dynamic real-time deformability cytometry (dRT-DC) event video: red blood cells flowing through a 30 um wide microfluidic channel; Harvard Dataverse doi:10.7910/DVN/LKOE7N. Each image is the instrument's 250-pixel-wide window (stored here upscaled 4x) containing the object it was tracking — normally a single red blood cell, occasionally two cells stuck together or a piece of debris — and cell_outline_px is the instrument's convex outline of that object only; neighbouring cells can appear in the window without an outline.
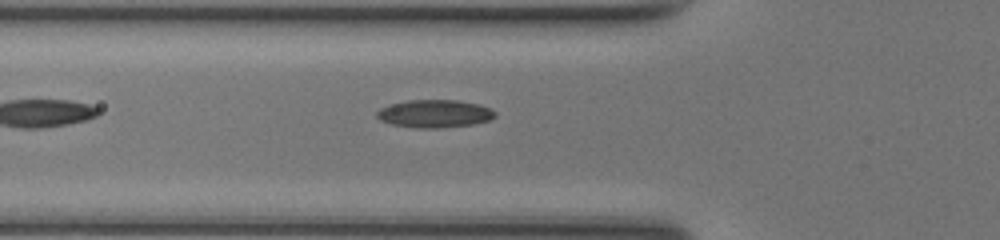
{"species": "common noctule bat (a hibernating species)", "species_latin": "Nyctalus noctula", "temperature_condition": "room temperature", "stored_images_in_passage": 20, "camera_frame_rate_fps": 3000, "um_per_image_px": 0.085, "animal": {"sex": "female", "body_mass_g": 17.0, "forearm_length_mm": 48.0}, "frame": {"image": 1, "passage_image": 2, "time_ms": 0.333, "image_size_px": [1000, 240], "cell_outline_px": [[496, 116], [488, 120], [472, 124], [440, 128], [416, 128], [392, 124], [380, 120], [376, 116], [376, 112], [380, 108], [392, 104], [408, 100], [456, 100], [480, 104], [496, 112]], "centroid_in_image_um": [36.93, 9.66], "position_along_channel_um": 88.9, "area_um2": 19.07}}
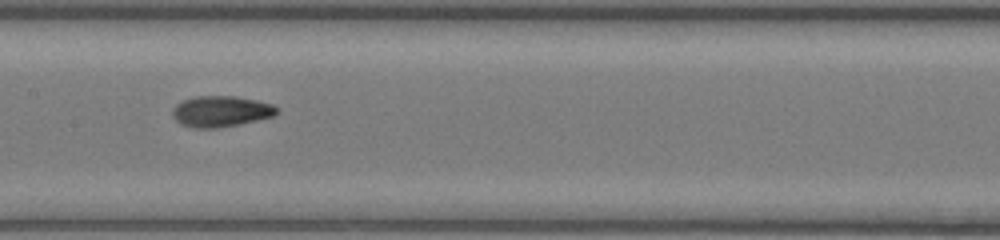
{"frame": {"image": 2, "passage_image": 9, "time_ms": 2.667, "image_size_px": [1000, 240], "cell_outline_px": [[280, 112], [272, 116], [240, 124], [216, 128], [196, 128], [180, 124], [172, 116], [172, 108], [176, 104], [184, 100], [196, 96], [236, 96], [256, 100], [272, 104]], "centroid_in_image_um": [18.75, 9.46], "position_along_channel_um": 188.6, "area_um2": 18.79}}
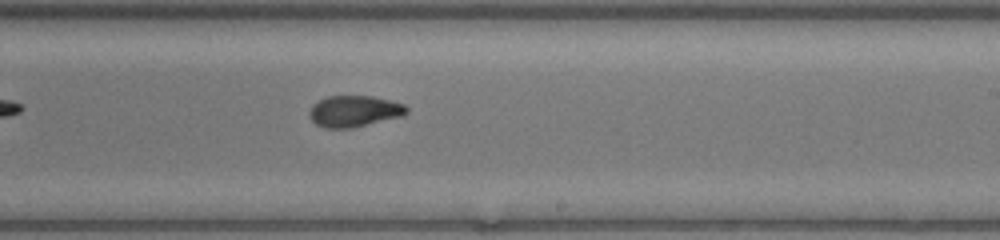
{"frame": {"image": 3, "passage_image": 14, "time_ms": 4.333, "image_size_px": [1000, 240], "cell_outline_px": [[408, 112], [400, 116], [352, 128], [324, 128], [316, 124], [308, 116], [308, 112], [312, 104], [328, 96], [372, 96], [404, 104], [408, 108]], "centroid_in_image_um": [30.06, 9.45], "position_along_channel_um": 258.9, "area_um2": 17.63}}